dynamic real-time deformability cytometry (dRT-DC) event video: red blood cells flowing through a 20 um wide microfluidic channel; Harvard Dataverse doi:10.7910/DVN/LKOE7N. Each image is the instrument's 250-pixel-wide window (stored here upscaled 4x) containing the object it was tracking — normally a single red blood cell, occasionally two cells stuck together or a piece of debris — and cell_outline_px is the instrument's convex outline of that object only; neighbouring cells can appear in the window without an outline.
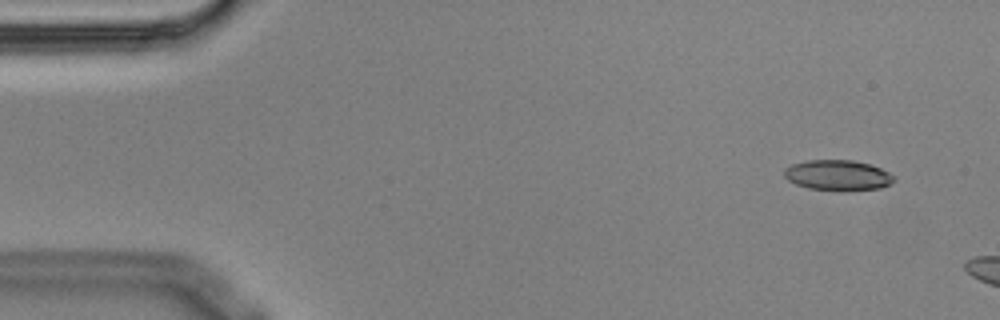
{"species": "Egyptian fruit bat (a non-hibernating species)", "species_latin": "Rousettus aegyptiacus", "temperature_condition": "cold", "stored_images_in_passage": 3, "camera_frame_rate_fps": 3000, "um_per_image_px": 0.085, "animal": {"sex": "male"}, "frame": {"image": 1, "passage_image": 1, "time_ms": 0.0, "image_size_px": [1000, 320], "cell_outline_px": [[896, 176], [888, 184], [880, 188], [808, 188], [796, 184], [788, 180], [784, 176], [784, 168], [792, 164], [808, 160], [852, 160], [868, 164], [880, 168]], "centroid_in_image_um": [71.16, 14.84], "position_along_channel_um": 13.8, "area_um2": 18.55}}